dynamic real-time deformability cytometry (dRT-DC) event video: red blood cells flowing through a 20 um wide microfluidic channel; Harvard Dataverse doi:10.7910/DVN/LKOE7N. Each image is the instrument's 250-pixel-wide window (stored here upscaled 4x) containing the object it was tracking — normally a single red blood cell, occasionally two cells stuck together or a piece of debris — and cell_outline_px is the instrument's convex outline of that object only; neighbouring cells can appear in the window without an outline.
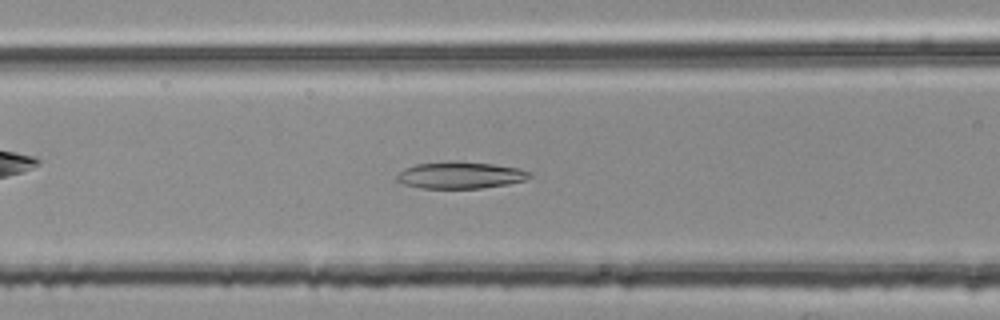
{"species": "common noctule bat (a hibernating species)", "species_latin": "Nyctalus noctula", "temperature_condition": "room temperature", "stored_images_in_passage": 37, "camera_frame_rate_fps": 3000, "um_per_image_px": 0.085, "animal": {"sex": "female", "body_mass_g": 25.1}, "frame": {"image": 1, "passage_image": 6, "time_ms": 1.667, "image_size_px": [1000, 320], "cell_outline_px": [[532, 176], [524, 180], [508, 184], [480, 188], [420, 188], [404, 184], [396, 180], [396, 176], [404, 168], [416, 164], [448, 160], [456, 160], [492, 164], [520, 168], [532, 172]], "centroid_in_image_um": [39.12, 14.87], "position_along_channel_um": 127.5, "area_um2": 20.98}}
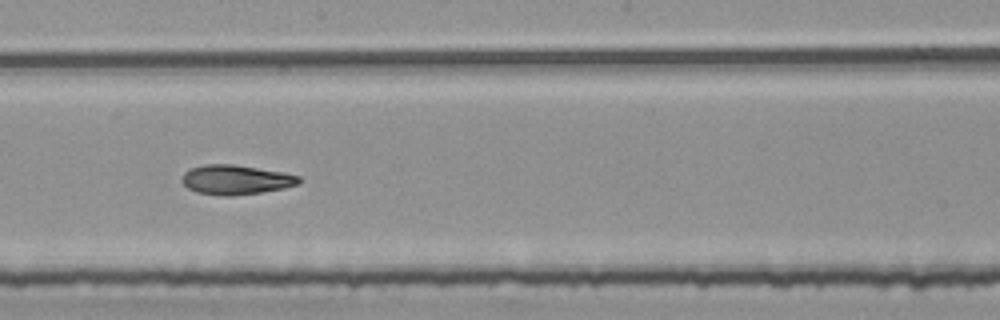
{"frame": {"image": 2, "passage_image": 14, "time_ms": 4.333, "image_size_px": [1000, 320], "cell_outline_px": [[304, 180], [300, 184], [284, 188], [260, 192], [232, 196], [224, 196], [196, 192], [188, 188], [180, 180], [184, 172], [192, 168], [204, 164], [232, 164], [284, 172], [300, 176]], "centroid_in_image_um": [20.08, 15.27], "position_along_channel_um": 228.1, "area_um2": 20.29}}
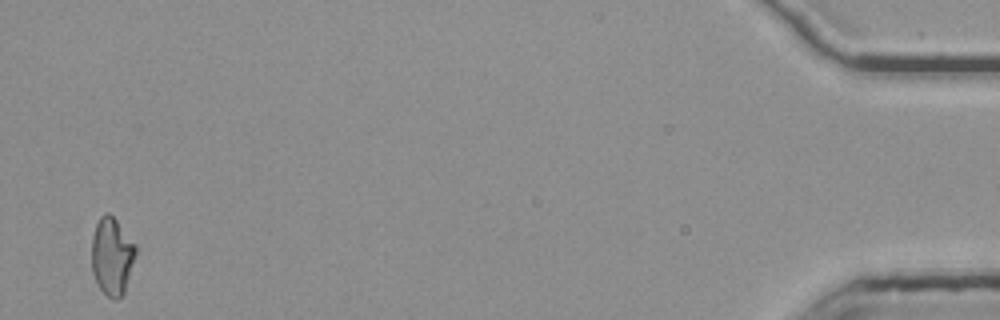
{"frame": {"image": 3, "passage_image": 37, "time_ms": 12.0, "image_size_px": [1000, 320], "cell_outline_px": [[136, 256], [124, 292], [116, 300], [112, 300], [100, 288], [92, 272], [92, 236], [96, 224], [100, 216], [104, 212], [108, 212], [116, 220], [136, 244]], "centroid_in_image_um": [9.52, 21.76], "position_along_channel_um": 425.7, "area_um2": 19.88}, "authors_computed_cell_mechanics": {"area_um2": 19.8832, "velocity_mm_per_s": 3.7777, "shape_relaxation_time_tau1_ms": null, "shape_relaxation_time_tau2_ms": 5.7647, "deformation_change_tau1": null, "deformation_change_tau2": 0.134}}